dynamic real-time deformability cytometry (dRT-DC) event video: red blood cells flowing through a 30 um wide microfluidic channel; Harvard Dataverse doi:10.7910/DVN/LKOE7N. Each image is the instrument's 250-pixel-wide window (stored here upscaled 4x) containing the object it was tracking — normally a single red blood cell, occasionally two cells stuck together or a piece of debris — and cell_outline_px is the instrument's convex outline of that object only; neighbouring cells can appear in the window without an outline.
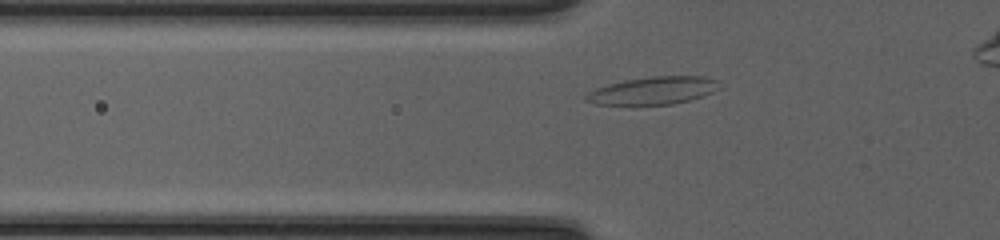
{"species": "common noctule bat (a hibernating species)", "species_latin": "Nyctalus noctula", "temperature_condition": "cold", "stored_images_in_passage": 36, "camera_frame_rate_fps": 3000, "um_per_image_px": 0.085, "animal": {"sex": "female", "body_mass_g": 20.0, "forearm_length_mm": 54.0}, "frame": {"image": 1, "passage_image": 8, "time_ms": 2.333, "image_size_px": [1000, 240], "cell_outline_px": [[724, 88], [704, 96], [672, 104], [636, 108], [596, 104], [584, 100], [584, 96], [588, 92], [596, 88], [608, 84], [624, 80], [652, 76], [704, 76], [720, 80]], "centroid_in_image_um": [55.53, 7.74], "position_along_channel_um": 70.3, "area_um2": 22.83}}
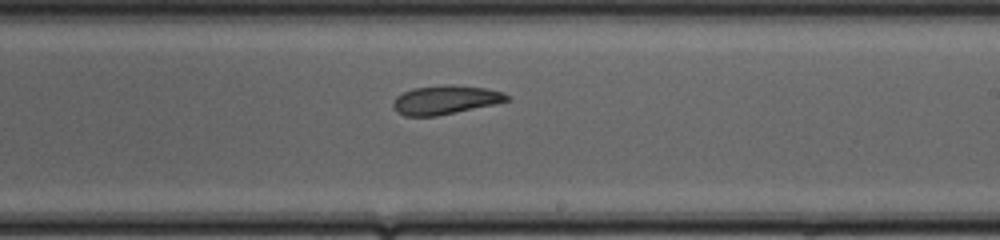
{"frame": {"image": 2, "passage_image": 21, "time_ms": 6.667, "image_size_px": [1000, 240], "cell_outline_px": [[508, 100], [492, 104], [436, 116], [404, 116], [396, 112], [392, 108], [392, 104], [396, 96], [412, 88], [448, 84], [488, 88], [504, 92], [508, 96]], "centroid_in_image_um": [37.79, 8.48], "position_along_channel_um": 251.2, "area_um2": 19.02}}
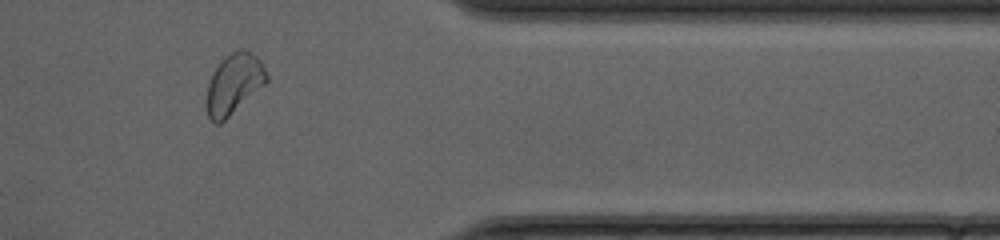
{"frame": {"image": 3, "passage_image": 32, "time_ms": 10.333, "image_size_px": [1000, 240], "cell_outline_px": [[268, 80], [264, 84], [220, 124], [216, 124], [208, 116], [204, 104], [208, 84], [212, 72], [220, 60], [224, 56], [240, 48], [256, 56], [260, 60], [268, 76]], "centroid_in_image_um": [19.83, 7.13], "position_along_channel_um": 391.6, "area_um2": 21.04}, "authors_computed_cell_mechanics": {"area_um2": 19.8832, "velocity_mm_per_s": 4.2001, "shape_relaxation_time_tau1_ms": 6.1243, "shape_relaxation_time_tau2_ms": 2.1802, "deformation_change_tau1": 0.1871, "deformation_change_tau2": 0.091}}